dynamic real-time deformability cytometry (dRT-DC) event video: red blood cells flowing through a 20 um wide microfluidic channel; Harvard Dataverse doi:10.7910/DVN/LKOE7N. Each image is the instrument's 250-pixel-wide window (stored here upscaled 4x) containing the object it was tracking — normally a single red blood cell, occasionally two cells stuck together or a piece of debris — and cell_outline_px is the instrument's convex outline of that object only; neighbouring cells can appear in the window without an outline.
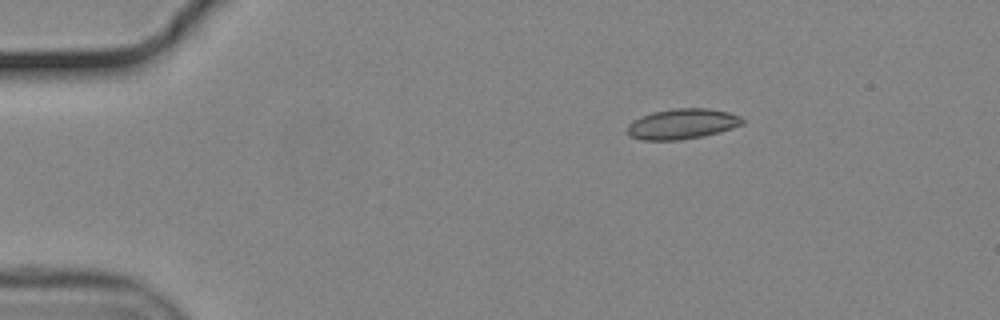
{"species": "common noctule bat (a hibernating species)", "species_latin": "Nyctalus noctula", "temperature_condition": "cold", "stored_images_in_passage": 47, "camera_frame_rate_fps": 3000, "um_per_image_px": 0.085, "animal": {"sex": "male", "body_mass_g": 19.2, "forearm_length_mm": 51.8}, "frame": {"image": 1, "passage_image": 1, "time_ms": 0.0, "image_size_px": [1000, 320], "cell_outline_px": [[744, 124], [732, 128], [700, 136], [680, 140], [644, 140], [628, 136], [628, 124], [632, 120], [640, 116], [652, 112], [672, 108], [708, 108], [728, 112], [740, 116], [744, 120]], "centroid_in_image_um": [57.96, 10.52], "position_along_channel_um": 27.0, "area_um2": 20.35}}
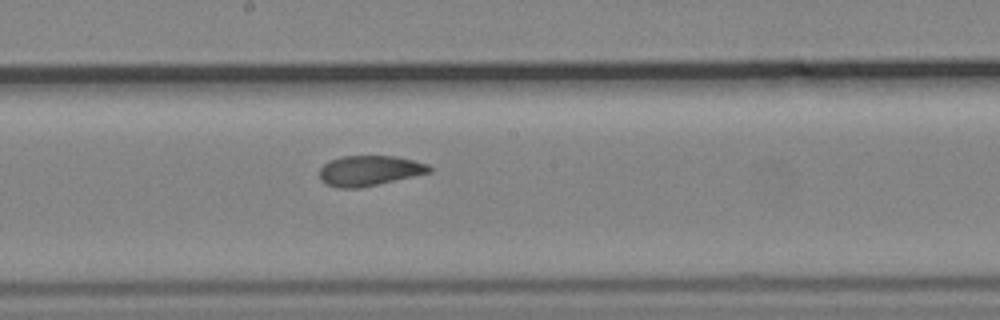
{"frame": {"image": 2, "passage_image": 22, "time_ms": 7.0, "image_size_px": [1000, 320], "cell_outline_px": [[432, 172], [360, 188], [340, 188], [324, 184], [320, 180], [320, 168], [328, 160], [340, 156], [396, 156], [428, 164], [432, 168]], "centroid_in_image_um": [31.37, 14.5], "position_along_channel_um": 216.8, "area_um2": 19.48}}
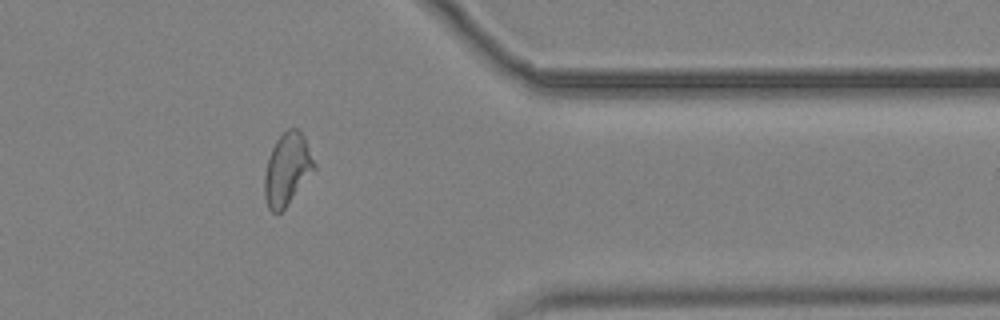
{"frame": {"image": 3, "passage_image": 37, "time_ms": 12.0, "image_size_px": [1000, 320], "cell_outline_px": [[316, 168], [284, 208], [280, 212], [272, 212], [268, 208], [264, 196], [264, 176], [268, 160], [272, 148], [276, 140], [288, 128], [300, 128], [304, 136], [316, 164]], "centroid_in_image_um": [24.41, 14.35], "position_along_channel_um": 387.0, "area_um2": 20.69}, "authors_computed_cell_mechanics": {"area_um2": 20.2878, "velocity_mm_per_s": 3.7036, "shape_relaxation_time_tau1_ms": 10.2888, "shape_relaxation_time_tau2_ms": 1.7577, "deformation_change_tau1": 0.2167, "deformation_change_tau2": 0.0656}}